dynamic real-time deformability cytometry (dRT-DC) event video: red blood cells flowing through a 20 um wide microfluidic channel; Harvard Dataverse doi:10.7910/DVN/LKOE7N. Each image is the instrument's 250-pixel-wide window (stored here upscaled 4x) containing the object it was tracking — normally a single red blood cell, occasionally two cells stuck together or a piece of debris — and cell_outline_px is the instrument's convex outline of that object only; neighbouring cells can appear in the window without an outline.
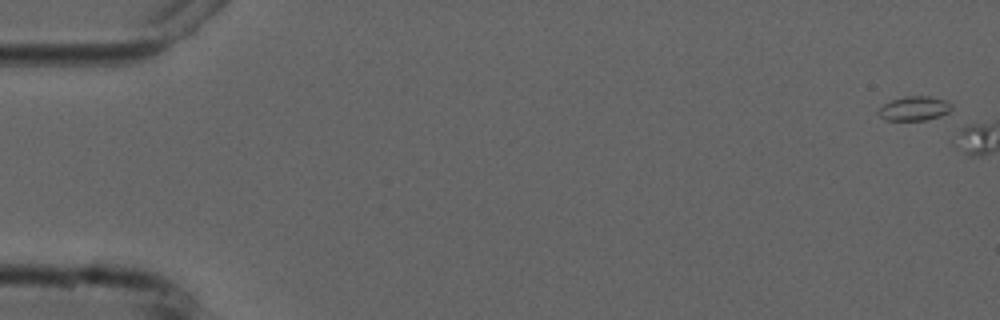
{"species": "common noctule bat (a hibernating species)", "species_latin": "Nyctalus noctula", "temperature_condition": "cold", "stored_images_in_passage": 7, "camera_frame_rate_fps": 3000, "um_per_image_px": 0.085, "animal": {"sex": "male", "forearm_length_mm": 52.5}, "frame": {"image": 1, "passage_image": 1, "time_ms": 0.0, "image_size_px": [1000, 320], "cell_outline_px": [[952, 108], [948, 112], [940, 116], [924, 120], [884, 120], [876, 112], [884, 104], [892, 100], [904, 96], [928, 96], [948, 100], [952, 104]], "centroid_in_image_um": [77.73, 9.21], "position_along_channel_um": 7.3, "area_um2": 10.4}}
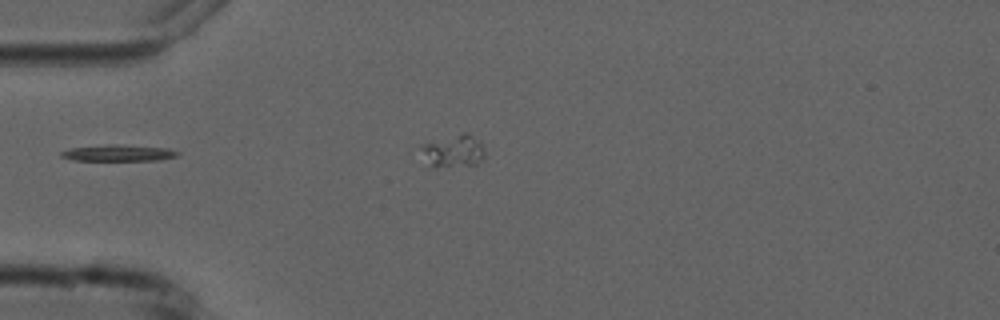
{"frame": {"image": 2, "passage_image": 5, "time_ms": 5.667, "image_size_px": [1000, 320], "cell_outline_px": [[180, 152], [176, 156], [160, 160], [72, 160], [60, 156], [60, 152], [68, 148], [108, 144], [116, 144], [168, 148]], "centroid_in_image_um": [10.03, 12.99], "position_along_channel_um": 75.0, "area_um2": 11.1}}
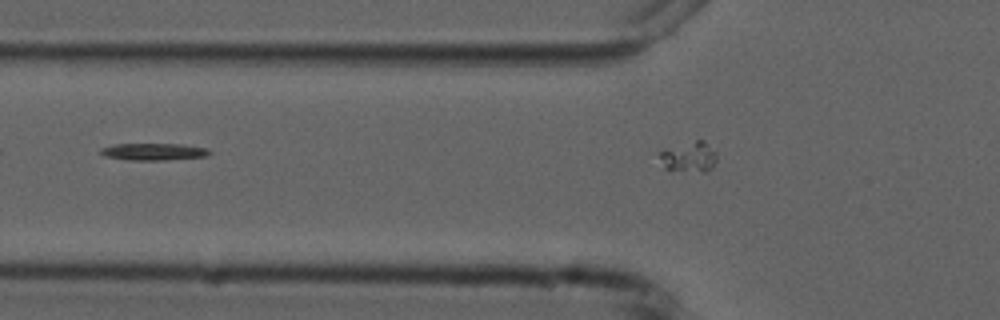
{"frame": {"image": 3, "passage_image": 6, "time_ms": 6.667, "image_size_px": [1000, 320], "cell_outline_px": [[212, 152], [208, 156], [164, 160], [132, 160], [104, 156], [100, 152], [100, 148], [112, 144], [180, 144], [204, 148]], "centroid_in_image_um": [13.03, 12.89], "position_along_channel_um": 112.8, "area_um2": 10.69}}